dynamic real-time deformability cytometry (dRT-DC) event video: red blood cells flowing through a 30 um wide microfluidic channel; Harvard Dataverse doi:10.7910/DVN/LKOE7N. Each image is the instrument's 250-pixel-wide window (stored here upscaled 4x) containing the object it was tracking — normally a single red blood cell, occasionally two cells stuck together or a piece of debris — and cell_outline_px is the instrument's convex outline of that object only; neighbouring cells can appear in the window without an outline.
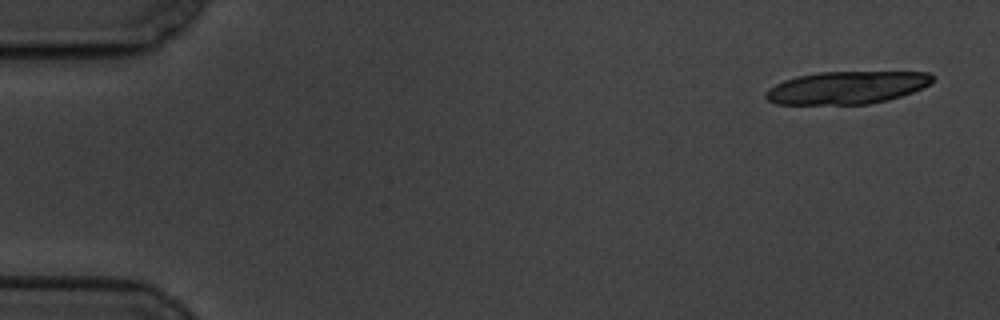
{"species": "common noctule bat (a hibernating species)", "species_latin": "Nyctalus noctula", "temperature_condition": "cold", "stored_images_in_passage": 6, "camera_frame_rate_fps": 3000, "um_per_image_px": 0.085, "animal": {"sex": "male", "body_mass_g": 19.5, "forearm_length_mm": 54.6}, "frame": {"image": 1, "passage_image": 1, "time_ms": 0.0, "image_size_px": [1000, 320], "cell_outline_px": [[932, 80], [928, 84], [912, 92], [888, 100], [872, 104], [776, 104], [768, 100], [764, 96], [764, 92], [768, 88], [784, 80], [796, 76], [820, 72], [928, 72], [932, 76]], "centroid_in_image_um": [71.91, 7.45], "position_along_channel_um": 13.1, "area_um2": 31.62}}
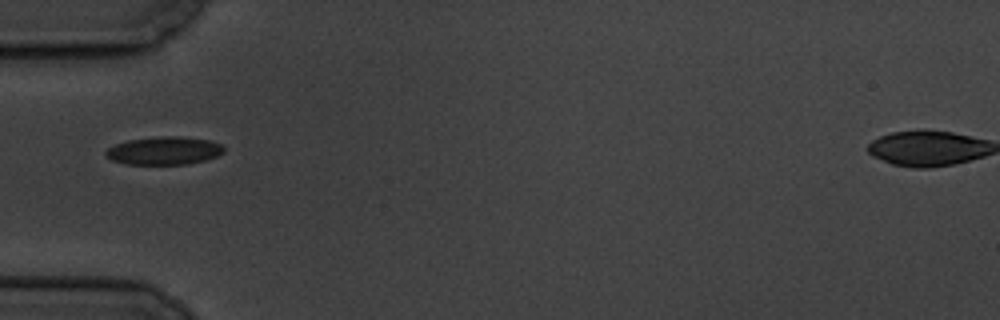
{"frame": {"image": 2, "passage_image": 6, "time_ms": 5.667, "image_size_px": [1000, 320], "cell_outline_px": [[224, 152], [216, 156], [204, 160], [188, 164], [128, 164], [112, 160], [104, 152], [108, 148], [116, 144], [128, 140], [160, 136], [180, 136], [212, 140], [220, 144], [224, 148]], "centroid_in_image_um": [13.97, 12.8], "position_along_channel_um": 71.0, "area_um2": 19.19}}